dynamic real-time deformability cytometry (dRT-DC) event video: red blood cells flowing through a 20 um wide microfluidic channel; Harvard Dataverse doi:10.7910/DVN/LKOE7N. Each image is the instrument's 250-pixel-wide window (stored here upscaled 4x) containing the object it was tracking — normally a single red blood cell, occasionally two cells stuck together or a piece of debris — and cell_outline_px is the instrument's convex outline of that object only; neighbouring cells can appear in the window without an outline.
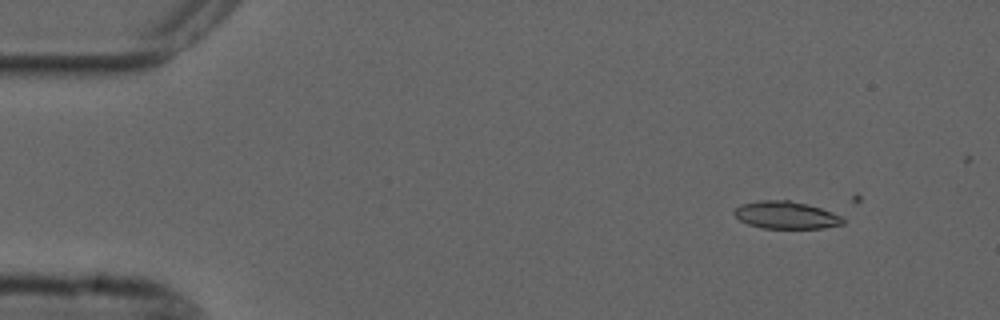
{"species": "common noctule bat (a hibernating species)", "species_latin": "Nyctalus noctula", "temperature_condition": "cold", "stored_images_in_passage": 6, "camera_frame_rate_fps": 3000, "um_per_image_px": 0.085, "animal": {"sex": "male", "forearm_length_mm": 52.5}, "frame": {"image": 1, "passage_image": 1, "time_ms": 0.0, "image_size_px": [1000, 320], "cell_outline_px": [[844, 224], [824, 228], [760, 228], [748, 224], [740, 220], [732, 212], [740, 204], [760, 200], [788, 200], [808, 204], [832, 212], [840, 216], [844, 220]], "centroid_in_image_um": [66.79, 18.28], "position_along_channel_um": 18.2, "area_um2": 17.4}}